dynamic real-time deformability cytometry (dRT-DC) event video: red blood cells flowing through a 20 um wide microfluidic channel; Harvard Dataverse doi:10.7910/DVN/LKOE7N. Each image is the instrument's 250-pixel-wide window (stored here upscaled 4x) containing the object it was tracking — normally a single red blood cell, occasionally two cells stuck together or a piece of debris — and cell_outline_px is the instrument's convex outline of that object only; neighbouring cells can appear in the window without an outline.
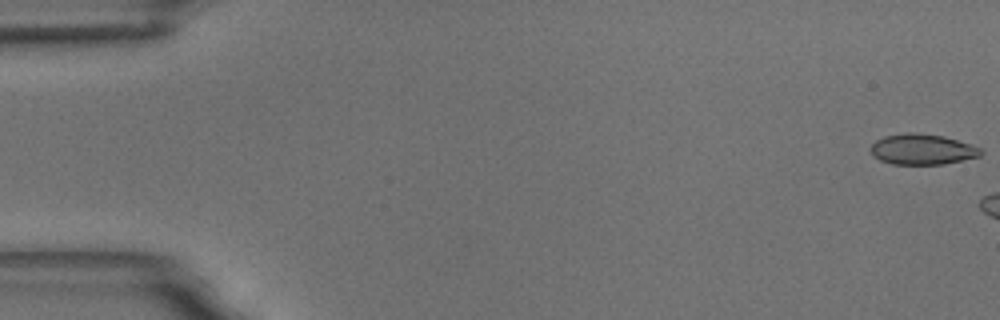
{"species": "common noctule bat (a hibernating species)", "species_latin": "Nyctalus noctula", "temperature_condition": "room temperature", "stored_images_in_passage": 3, "camera_frame_rate_fps": 3000, "um_per_image_px": 0.085, "animal": {"sex": "male", "body_mass_g": 18.8}, "frame": {"image": 1, "passage_image": 1, "time_ms": 0.0, "image_size_px": [1000, 320], "cell_outline_px": [[984, 152], [980, 156], [944, 164], [892, 164], [880, 160], [872, 156], [872, 144], [876, 140], [884, 136], [908, 132], [912, 132], [944, 136], [972, 144], [980, 148]], "centroid_in_image_um": [78.41, 12.69], "position_along_channel_um": 6.6, "area_um2": 19.65}}